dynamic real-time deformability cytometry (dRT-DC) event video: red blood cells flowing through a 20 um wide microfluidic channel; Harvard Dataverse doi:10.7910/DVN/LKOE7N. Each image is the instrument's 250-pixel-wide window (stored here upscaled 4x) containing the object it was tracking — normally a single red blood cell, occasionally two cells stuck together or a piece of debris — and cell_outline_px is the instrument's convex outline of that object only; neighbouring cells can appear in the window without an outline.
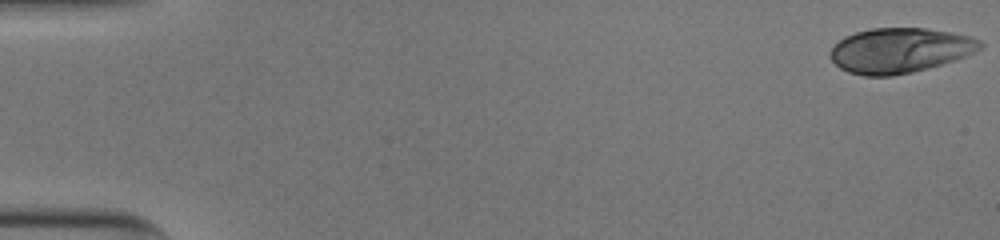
{"species": "human", "species_latin": "Homo sapiens", "temperature_condition": "cold", "stored_images_in_passage": 44, "camera_frame_rate_fps": 3000, "um_per_image_px": 0.085, "donor": {"sex": "male"}, "frame": {"image": 1, "passage_image": 1, "time_ms": 0.0, "image_size_px": [1000, 240], "cell_outline_px": [[984, 44], [980, 48], [964, 56], [928, 68], [912, 72], [892, 76], [864, 76], [848, 72], [840, 68], [828, 56], [832, 48], [844, 36], [856, 32], [872, 28], [928, 28], [952, 32], [972, 36], [980, 40]], "centroid_in_image_um": [76.47, 4.28], "position_along_channel_um": 8.5, "area_um2": 39.19}}
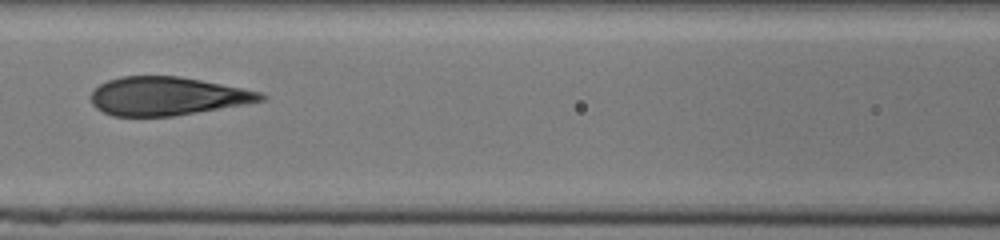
{"frame": {"image": 2, "passage_image": 24, "time_ms": 7.667, "image_size_px": [1000, 240], "cell_outline_px": [[268, 96], [264, 100], [244, 104], [172, 116], [112, 116], [96, 108], [92, 104], [92, 92], [100, 84], [108, 80], [120, 76], [180, 76], [260, 92]], "centroid_in_image_um": [14.18, 8.17], "position_along_channel_um": 152.4, "area_um2": 37.57}}
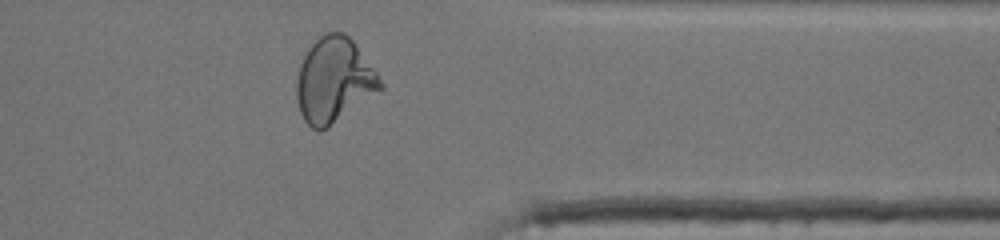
{"frame": {"image": 3, "passage_image": 42, "time_ms": 13.667, "image_size_px": [1000, 240], "cell_outline_px": [[384, 88], [328, 128], [320, 132], [312, 128], [304, 120], [300, 112], [296, 100], [296, 80], [300, 64], [308, 48], [316, 36], [324, 32], [344, 32], [356, 44], [376, 72], [384, 84]], "centroid_in_image_um": [28.37, 6.82], "position_along_channel_um": 383.0, "area_um2": 41.79}, "authors_computed_cell_mechanics": {"area_um2": 39.1306, "velocity_mm_per_s": 3.9797, "shape_relaxation_time_tau1_ms": 7.7054, "shape_relaxation_time_tau2_ms": 0.6251, "deformation_change_tau1": 0.2637, "deformation_change_tau2": 0.0499}}